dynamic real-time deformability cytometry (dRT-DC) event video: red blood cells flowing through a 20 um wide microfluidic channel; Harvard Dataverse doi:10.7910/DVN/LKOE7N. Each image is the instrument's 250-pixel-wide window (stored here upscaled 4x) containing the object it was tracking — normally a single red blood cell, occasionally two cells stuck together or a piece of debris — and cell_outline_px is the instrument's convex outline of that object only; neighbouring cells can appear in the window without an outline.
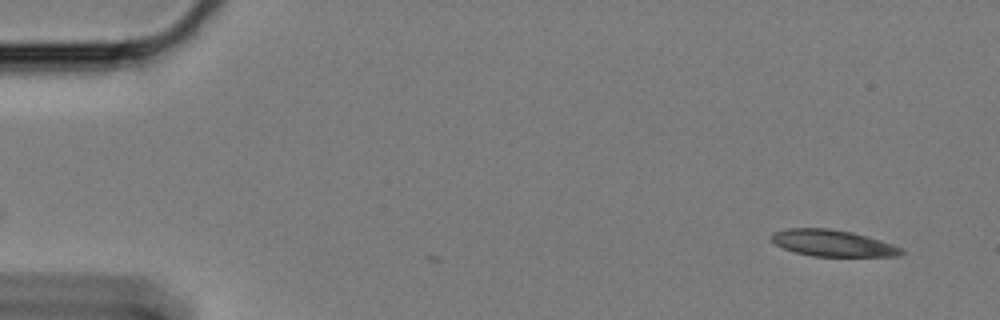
{"species": "Egyptian fruit bat (a non-hibernating species)", "species_latin": "Rousettus aegyptiacus", "temperature_condition": "cold", "stored_images_in_passage": 2, "camera_frame_rate_fps": 3000, "um_per_image_px": 0.085, "animal": {"sex": "female"}, "frame": {"image": 1, "passage_image": 2, "time_ms": 0.333, "image_size_px": [1000, 320], "cell_outline_px": [[904, 252], [900, 256], [812, 256], [796, 252], [784, 248], [776, 244], [772, 240], [772, 232], [788, 228], [828, 228], [852, 232], [868, 236], [904, 248]], "centroid_in_image_um": [70.81, 20.66], "position_along_channel_um": 14.2, "area_um2": 20.0}}